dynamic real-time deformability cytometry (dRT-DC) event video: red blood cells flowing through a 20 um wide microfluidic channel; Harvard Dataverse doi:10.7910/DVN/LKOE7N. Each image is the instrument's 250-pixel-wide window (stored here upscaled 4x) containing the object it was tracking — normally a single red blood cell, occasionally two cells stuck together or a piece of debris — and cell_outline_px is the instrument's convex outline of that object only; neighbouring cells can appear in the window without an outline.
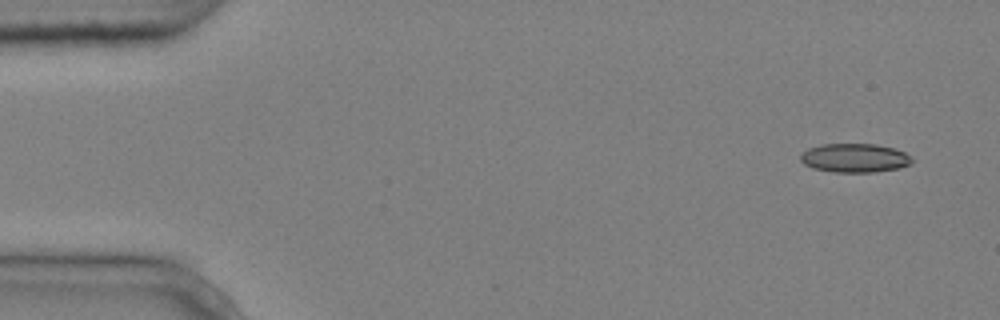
{"species": "common noctule bat (a hibernating species)", "species_latin": "Nyctalus noctula", "temperature_condition": "cold", "stored_images_in_passage": 5, "camera_frame_rate_fps": 3000, "um_per_image_px": 0.085, "animal": {"sex": "male", "body_mass_g": 20.4}, "frame": {"image": 1, "passage_image": 1, "time_ms": 0.0, "image_size_px": [1000, 320], "cell_outline_px": [[912, 160], [908, 164], [896, 168], [872, 172], [836, 172], [812, 168], [804, 164], [800, 160], [800, 152], [808, 148], [820, 144], [876, 144], [892, 148], [904, 152]], "centroid_in_image_um": [72.55, 13.41], "position_along_channel_um": 12.5, "area_um2": 18.55}}
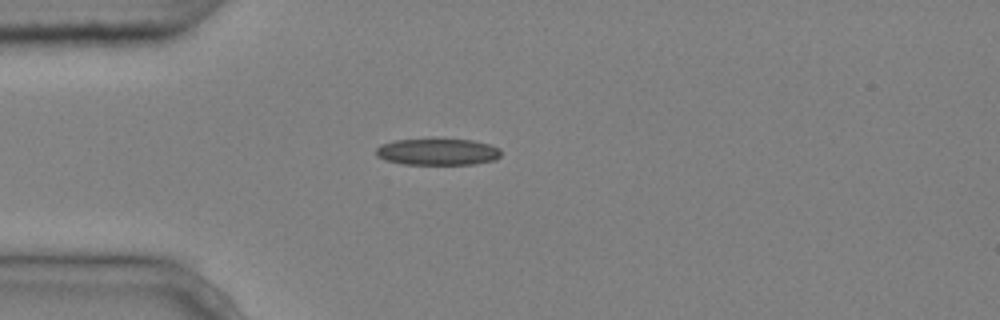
{"frame": {"image": 2, "passage_image": 4, "time_ms": 1.0, "image_size_px": [1000, 320], "cell_outline_px": [[500, 156], [496, 160], [472, 164], [404, 164], [384, 160], [376, 156], [376, 148], [380, 144], [396, 140], [436, 136], [472, 140], [488, 144], [500, 148]], "centroid_in_image_um": [37.17, 12.86], "position_along_channel_um": 47.8, "area_um2": 20.29}}